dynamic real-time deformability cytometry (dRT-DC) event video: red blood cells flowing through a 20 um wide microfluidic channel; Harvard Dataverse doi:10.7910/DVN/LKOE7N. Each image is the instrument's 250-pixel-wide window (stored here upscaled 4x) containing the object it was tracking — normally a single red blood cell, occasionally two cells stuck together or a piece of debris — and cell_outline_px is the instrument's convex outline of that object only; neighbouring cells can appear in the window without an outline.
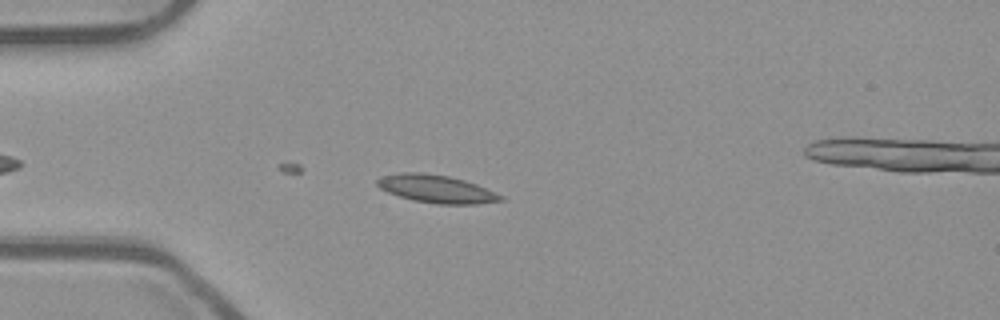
{"species": "common noctule bat (a hibernating species)", "species_latin": "Nyctalus noctula", "temperature_condition": "room temperature", "stored_images_in_passage": 44, "camera_frame_rate_fps": 3000, "um_per_image_px": 0.085, "animal": {"sex": "male", "body_mass_g": 23.1, "forearm_length_mm": 52.7}, "frame": {"image": 1, "passage_image": 6, "time_ms": 1.667, "image_size_px": [1000, 320], "cell_outline_px": [[504, 200], [476, 204], [436, 204], [412, 200], [388, 192], [380, 188], [376, 184], [376, 180], [380, 176], [404, 172], [424, 172], [448, 176], [464, 180], [476, 184], [504, 196]], "centroid_in_image_um": [37.08, 16.05], "position_along_channel_um": 47.9, "area_um2": 20.06}}